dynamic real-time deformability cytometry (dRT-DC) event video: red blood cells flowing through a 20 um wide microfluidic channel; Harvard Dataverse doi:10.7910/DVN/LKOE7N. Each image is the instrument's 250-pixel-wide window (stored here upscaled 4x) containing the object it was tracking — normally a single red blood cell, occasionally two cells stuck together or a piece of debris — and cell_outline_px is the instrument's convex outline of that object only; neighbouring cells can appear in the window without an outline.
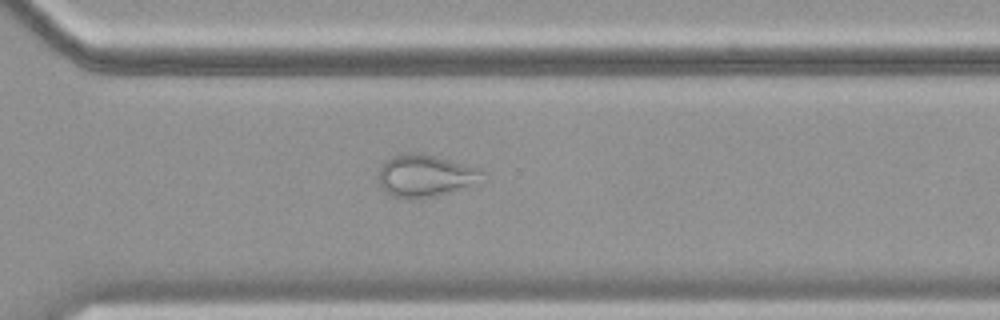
{"species": "common noctule bat (a hibernating species)", "species_latin": "Nyctalus noctula", "temperature_condition": "cold", "stored_images_in_passage": 40, "camera_frame_rate_fps": 3000, "um_per_image_px": 0.085, "animal": {"sex": "female", "body_mass_g": 19.9}, "frame": {"image": 1, "passage_image": 26, "time_ms": 8.333, "image_size_px": [1000, 320], "cell_outline_px": [[488, 180], [436, 196], [408, 200], [392, 196], [384, 192], [380, 188], [376, 180], [376, 176], [380, 164], [384, 160], [392, 156], [408, 152], [420, 152], [436, 156], [480, 168], [484, 172]], "centroid_in_image_um": [36.11, 14.94], "position_along_channel_um": 334.5, "area_um2": 26.59}}
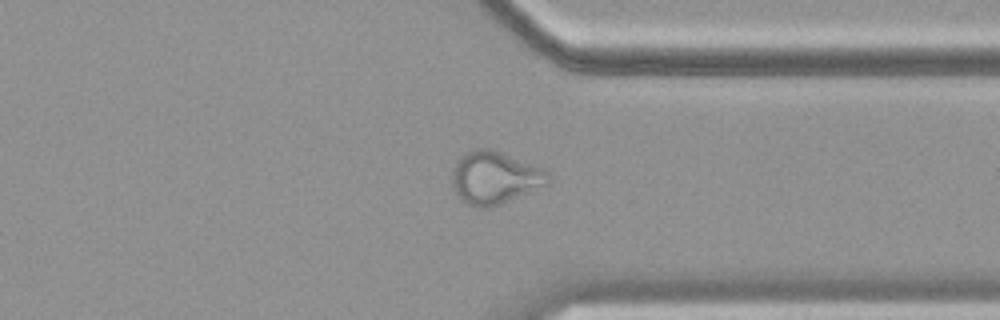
{"frame": {"image": 2, "passage_image": 29, "time_ms": 9.333, "image_size_px": [1000, 320], "cell_outline_px": [[552, 180], [548, 184], [500, 204], [488, 208], [476, 208], [460, 200], [452, 188], [452, 172], [460, 156], [476, 148], [492, 148], [540, 168], [548, 172], [552, 176]], "centroid_in_image_um": [42.03, 15.12], "position_along_channel_um": 369.4, "area_um2": 29.42}}
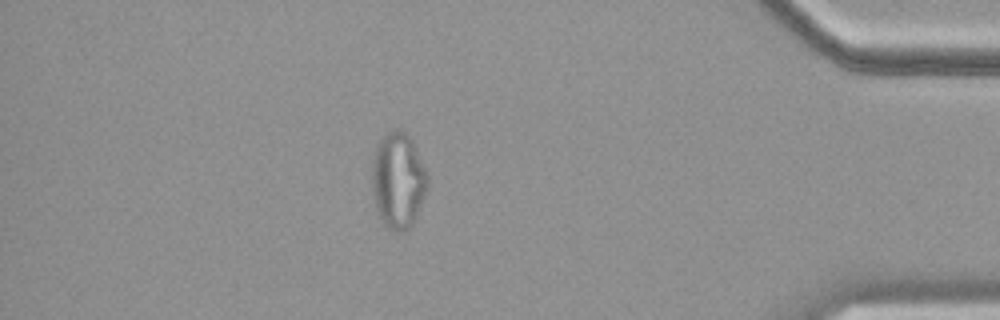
{"frame": {"image": 3, "passage_image": 35, "time_ms": 11.333, "image_size_px": [1000, 320], "cell_outline_px": [[428, 188], [412, 224], [404, 232], [396, 232], [388, 228], [384, 224], [376, 208], [372, 188], [372, 164], [376, 148], [380, 140], [388, 132], [396, 128], [404, 132], [412, 140], [428, 176]], "centroid_in_image_um": [33.84, 15.35], "position_along_channel_um": 401.4, "area_um2": 30.75}}